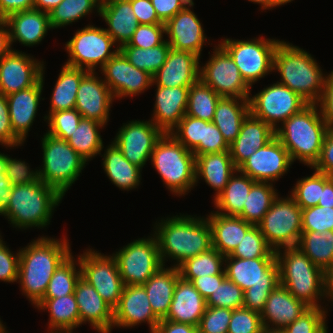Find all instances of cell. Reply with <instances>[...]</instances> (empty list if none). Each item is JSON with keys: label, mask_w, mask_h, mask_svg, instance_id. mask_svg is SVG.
I'll list each match as a JSON object with an SVG mask.
<instances>
[{"label": "cell", "mask_w": 333, "mask_h": 333, "mask_svg": "<svg viewBox=\"0 0 333 333\" xmlns=\"http://www.w3.org/2000/svg\"><path fill=\"white\" fill-rule=\"evenodd\" d=\"M68 241L65 236L63 239L41 236L19 250L17 282L32 305L44 297L55 270L72 254Z\"/></svg>", "instance_id": "1"}, {"label": "cell", "mask_w": 333, "mask_h": 333, "mask_svg": "<svg viewBox=\"0 0 333 333\" xmlns=\"http://www.w3.org/2000/svg\"><path fill=\"white\" fill-rule=\"evenodd\" d=\"M153 229L163 265L169 258L176 261L172 266L178 267L185 260L212 248L207 217L173 215L156 221Z\"/></svg>", "instance_id": "2"}, {"label": "cell", "mask_w": 333, "mask_h": 333, "mask_svg": "<svg viewBox=\"0 0 333 333\" xmlns=\"http://www.w3.org/2000/svg\"><path fill=\"white\" fill-rule=\"evenodd\" d=\"M322 71L306 50L284 40L278 43L273 72L280 73V84L296 92L308 104H317L321 98L327 76Z\"/></svg>", "instance_id": "3"}, {"label": "cell", "mask_w": 333, "mask_h": 333, "mask_svg": "<svg viewBox=\"0 0 333 333\" xmlns=\"http://www.w3.org/2000/svg\"><path fill=\"white\" fill-rule=\"evenodd\" d=\"M318 108V109H317ZM328 128L317 104H308L275 130V136L295 160L312 168L318 161Z\"/></svg>", "instance_id": "4"}, {"label": "cell", "mask_w": 333, "mask_h": 333, "mask_svg": "<svg viewBox=\"0 0 333 333\" xmlns=\"http://www.w3.org/2000/svg\"><path fill=\"white\" fill-rule=\"evenodd\" d=\"M63 197L58 190L41 180L12 186L9 203L0 215L6 217L16 229H41L50 224L52 212Z\"/></svg>", "instance_id": "5"}, {"label": "cell", "mask_w": 333, "mask_h": 333, "mask_svg": "<svg viewBox=\"0 0 333 333\" xmlns=\"http://www.w3.org/2000/svg\"><path fill=\"white\" fill-rule=\"evenodd\" d=\"M226 277L244 291L243 308L261 314L270 293L280 284L276 258L225 256Z\"/></svg>", "instance_id": "6"}, {"label": "cell", "mask_w": 333, "mask_h": 333, "mask_svg": "<svg viewBox=\"0 0 333 333\" xmlns=\"http://www.w3.org/2000/svg\"><path fill=\"white\" fill-rule=\"evenodd\" d=\"M281 249L275 251L280 284L306 306L324 308L321 306L323 303H319L326 300L324 270L316 266L297 246Z\"/></svg>", "instance_id": "7"}, {"label": "cell", "mask_w": 333, "mask_h": 333, "mask_svg": "<svg viewBox=\"0 0 333 333\" xmlns=\"http://www.w3.org/2000/svg\"><path fill=\"white\" fill-rule=\"evenodd\" d=\"M150 160L173 195L184 196L196 185L195 155L170 133L156 142Z\"/></svg>", "instance_id": "8"}, {"label": "cell", "mask_w": 333, "mask_h": 333, "mask_svg": "<svg viewBox=\"0 0 333 333\" xmlns=\"http://www.w3.org/2000/svg\"><path fill=\"white\" fill-rule=\"evenodd\" d=\"M41 144L43 164L39 168L40 180L65 196L87 162L66 140L45 133Z\"/></svg>", "instance_id": "9"}, {"label": "cell", "mask_w": 333, "mask_h": 333, "mask_svg": "<svg viewBox=\"0 0 333 333\" xmlns=\"http://www.w3.org/2000/svg\"><path fill=\"white\" fill-rule=\"evenodd\" d=\"M280 40L259 36L249 40L226 38L219 43L232 57L242 78L251 87L273 72L274 53Z\"/></svg>", "instance_id": "10"}, {"label": "cell", "mask_w": 333, "mask_h": 333, "mask_svg": "<svg viewBox=\"0 0 333 333\" xmlns=\"http://www.w3.org/2000/svg\"><path fill=\"white\" fill-rule=\"evenodd\" d=\"M278 197L258 224L268 245L277 251L297 246L302 233V209L294 199Z\"/></svg>", "instance_id": "11"}, {"label": "cell", "mask_w": 333, "mask_h": 333, "mask_svg": "<svg viewBox=\"0 0 333 333\" xmlns=\"http://www.w3.org/2000/svg\"><path fill=\"white\" fill-rule=\"evenodd\" d=\"M114 40L105 31V28L87 25L76 30L71 40L65 43L68 53L66 65L82 68L88 71H96V67L102 68L118 51Z\"/></svg>", "instance_id": "12"}, {"label": "cell", "mask_w": 333, "mask_h": 333, "mask_svg": "<svg viewBox=\"0 0 333 333\" xmlns=\"http://www.w3.org/2000/svg\"><path fill=\"white\" fill-rule=\"evenodd\" d=\"M112 255L125 286L145 284L163 266L153 234L128 243Z\"/></svg>", "instance_id": "13"}, {"label": "cell", "mask_w": 333, "mask_h": 333, "mask_svg": "<svg viewBox=\"0 0 333 333\" xmlns=\"http://www.w3.org/2000/svg\"><path fill=\"white\" fill-rule=\"evenodd\" d=\"M308 103L296 92L290 90L278 81L263 88L253 96H249L250 113L261 119L274 130L290 118L299 113Z\"/></svg>", "instance_id": "14"}, {"label": "cell", "mask_w": 333, "mask_h": 333, "mask_svg": "<svg viewBox=\"0 0 333 333\" xmlns=\"http://www.w3.org/2000/svg\"><path fill=\"white\" fill-rule=\"evenodd\" d=\"M204 66H200V80L220 97L249 99L251 87L242 78L229 53L218 44Z\"/></svg>", "instance_id": "15"}, {"label": "cell", "mask_w": 333, "mask_h": 333, "mask_svg": "<svg viewBox=\"0 0 333 333\" xmlns=\"http://www.w3.org/2000/svg\"><path fill=\"white\" fill-rule=\"evenodd\" d=\"M83 252L78 256L81 277L92 285L103 300L114 309L119 303L125 286L115 257L101 254L91 248Z\"/></svg>", "instance_id": "16"}, {"label": "cell", "mask_w": 333, "mask_h": 333, "mask_svg": "<svg viewBox=\"0 0 333 333\" xmlns=\"http://www.w3.org/2000/svg\"><path fill=\"white\" fill-rule=\"evenodd\" d=\"M163 134L150 119L132 120L123 123L112 143L130 163L143 169L151 158L156 142Z\"/></svg>", "instance_id": "17"}, {"label": "cell", "mask_w": 333, "mask_h": 333, "mask_svg": "<svg viewBox=\"0 0 333 333\" xmlns=\"http://www.w3.org/2000/svg\"><path fill=\"white\" fill-rule=\"evenodd\" d=\"M99 72L103 73V80L116 99L144 93L153 83L149 73L134 67L120 51L109 59Z\"/></svg>", "instance_id": "18"}, {"label": "cell", "mask_w": 333, "mask_h": 333, "mask_svg": "<svg viewBox=\"0 0 333 333\" xmlns=\"http://www.w3.org/2000/svg\"><path fill=\"white\" fill-rule=\"evenodd\" d=\"M287 149L275 136L265 146L257 149L237 169L256 182L275 183L292 165Z\"/></svg>", "instance_id": "19"}, {"label": "cell", "mask_w": 333, "mask_h": 333, "mask_svg": "<svg viewBox=\"0 0 333 333\" xmlns=\"http://www.w3.org/2000/svg\"><path fill=\"white\" fill-rule=\"evenodd\" d=\"M43 63L13 49L0 60V94L8 96L34 86L40 80Z\"/></svg>", "instance_id": "20"}, {"label": "cell", "mask_w": 333, "mask_h": 333, "mask_svg": "<svg viewBox=\"0 0 333 333\" xmlns=\"http://www.w3.org/2000/svg\"><path fill=\"white\" fill-rule=\"evenodd\" d=\"M96 74H98L96 71H88L82 77L77 91L75 109L82 118L108 125L109 111L115 98L104 80Z\"/></svg>", "instance_id": "21"}, {"label": "cell", "mask_w": 333, "mask_h": 333, "mask_svg": "<svg viewBox=\"0 0 333 333\" xmlns=\"http://www.w3.org/2000/svg\"><path fill=\"white\" fill-rule=\"evenodd\" d=\"M193 6L192 1L164 23L165 34L169 38L166 41L174 50L188 51L201 58V51L207 36L204 34L202 22L191 10Z\"/></svg>", "instance_id": "22"}, {"label": "cell", "mask_w": 333, "mask_h": 333, "mask_svg": "<svg viewBox=\"0 0 333 333\" xmlns=\"http://www.w3.org/2000/svg\"><path fill=\"white\" fill-rule=\"evenodd\" d=\"M160 319L153 313L143 285L124 286L118 305L114 308L113 327L131 328L147 323L154 333Z\"/></svg>", "instance_id": "23"}, {"label": "cell", "mask_w": 333, "mask_h": 333, "mask_svg": "<svg viewBox=\"0 0 333 333\" xmlns=\"http://www.w3.org/2000/svg\"><path fill=\"white\" fill-rule=\"evenodd\" d=\"M200 57L170 48L163 66L152 76V86L191 87L200 80Z\"/></svg>", "instance_id": "24"}, {"label": "cell", "mask_w": 333, "mask_h": 333, "mask_svg": "<svg viewBox=\"0 0 333 333\" xmlns=\"http://www.w3.org/2000/svg\"><path fill=\"white\" fill-rule=\"evenodd\" d=\"M74 295L78 304L80 326L88 322L99 333H111L114 309L84 278L76 282Z\"/></svg>", "instance_id": "25"}, {"label": "cell", "mask_w": 333, "mask_h": 333, "mask_svg": "<svg viewBox=\"0 0 333 333\" xmlns=\"http://www.w3.org/2000/svg\"><path fill=\"white\" fill-rule=\"evenodd\" d=\"M44 69L45 65H43L40 80L34 86L6 96L13 132L23 143L35 121L40 100H44L41 97L44 86Z\"/></svg>", "instance_id": "26"}, {"label": "cell", "mask_w": 333, "mask_h": 333, "mask_svg": "<svg viewBox=\"0 0 333 333\" xmlns=\"http://www.w3.org/2000/svg\"><path fill=\"white\" fill-rule=\"evenodd\" d=\"M156 87L151 121L163 133H170L186 115L190 87Z\"/></svg>", "instance_id": "27"}, {"label": "cell", "mask_w": 333, "mask_h": 333, "mask_svg": "<svg viewBox=\"0 0 333 333\" xmlns=\"http://www.w3.org/2000/svg\"><path fill=\"white\" fill-rule=\"evenodd\" d=\"M309 307L296 299L284 286L279 284L268 297L261 312L263 328L283 330L293 323Z\"/></svg>", "instance_id": "28"}, {"label": "cell", "mask_w": 333, "mask_h": 333, "mask_svg": "<svg viewBox=\"0 0 333 333\" xmlns=\"http://www.w3.org/2000/svg\"><path fill=\"white\" fill-rule=\"evenodd\" d=\"M206 307V300L193 283L180 276L174 288L169 312L164 320L198 327Z\"/></svg>", "instance_id": "29"}, {"label": "cell", "mask_w": 333, "mask_h": 333, "mask_svg": "<svg viewBox=\"0 0 333 333\" xmlns=\"http://www.w3.org/2000/svg\"><path fill=\"white\" fill-rule=\"evenodd\" d=\"M275 137V130L251 113L242 122L240 133L230 144V155L238 168L257 149L265 146Z\"/></svg>", "instance_id": "30"}, {"label": "cell", "mask_w": 333, "mask_h": 333, "mask_svg": "<svg viewBox=\"0 0 333 333\" xmlns=\"http://www.w3.org/2000/svg\"><path fill=\"white\" fill-rule=\"evenodd\" d=\"M5 20L9 29L11 46L16 41L27 47L38 45L45 38L48 30L52 29L49 13L35 8L12 13Z\"/></svg>", "instance_id": "31"}, {"label": "cell", "mask_w": 333, "mask_h": 333, "mask_svg": "<svg viewBox=\"0 0 333 333\" xmlns=\"http://www.w3.org/2000/svg\"><path fill=\"white\" fill-rule=\"evenodd\" d=\"M99 16L107 23L105 31L119 48L128 44L139 25L131 3L127 0L101 1Z\"/></svg>", "instance_id": "32"}, {"label": "cell", "mask_w": 333, "mask_h": 333, "mask_svg": "<svg viewBox=\"0 0 333 333\" xmlns=\"http://www.w3.org/2000/svg\"><path fill=\"white\" fill-rule=\"evenodd\" d=\"M237 170L230 151L209 153L195 157L196 186L203 179L216 192L213 201L224 191L229 178Z\"/></svg>", "instance_id": "33"}, {"label": "cell", "mask_w": 333, "mask_h": 333, "mask_svg": "<svg viewBox=\"0 0 333 333\" xmlns=\"http://www.w3.org/2000/svg\"><path fill=\"white\" fill-rule=\"evenodd\" d=\"M211 227L212 247L223 256L230 255L253 224L238 216L211 212L206 216Z\"/></svg>", "instance_id": "34"}, {"label": "cell", "mask_w": 333, "mask_h": 333, "mask_svg": "<svg viewBox=\"0 0 333 333\" xmlns=\"http://www.w3.org/2000/svg\"><path fill=\"white\" fill-rule=\"evenodd\" d=\"M163 265L145 284H143L153 313L161 320L170 309L173 292L180 273L178 267Z\"/></svg>", "instance_id": "35"}, {"label": "cell", "mask_w": 333, "mask_h": 333, "mask_svg": "<svg viewBox=\"0 0 333 333\" xmlns=\"http://www.w3.org/2000/svg\"><path fill=\"white\" fill-rule=\"evenodd\" d=\"M35 308L48 311V333H73L80 326L78 304L74 294L55 299H41Z\"/></svg>", "instance_id": "36"}, {"label": "cell", "mask_w": 333, "mask_h": 333, "mask_svg": "<svg viewBox=\"0 0 333 333\" xmlns=\"http://www.w3.org/2000/svg\"><path fill=\"white\" fill-rule=\"evenodd\" d=\"M104 151V155H99L103 157V169L109 180L122 190L137 188L141 182L142 169L130 163L112 142Z\"/></svg>", "instance_id": "37"}, {"label": "cell", "mask_w": 333, "mask_h": 333, "mask_svg": "<svg viewBox=\"0 0 333 333\" xmlns=\"http://www.w3.org/2000/svg\"><path fill=\"white\" fill-rule=\"evenodd\" d=\"M249 113V99L221 97L212 122L230 145L239 135L242 122Z\"/></svg>", "instance_id": "38"}, {"label": "cell", "mask_w": 333, "mask_h": 333, "mask_svg": "<svg viewBox=\"0 0 333 333\" xmlns=\"http://www.w3.org/2000/svg\"><path fill=\"white\" fill-rule=\"evenodd\" d=\"M255 183V180L237 169L229 178L224 191L214 200V206L218 209L215 212L226 216H238Z\"/></svg>", "instance_id": "39"}, {"label": "cell", "mask_w": 333, "mask_h": 333, "mask_svg": "<svg viewBox=\"0 0 333 333\" xmlns=\"http://www.w3.org/2000/svg\"><path fill=\"white\" fill-rule=\"evenodd\" d=\"M86 69L75 68L64 64L58 75L50 99V110L47 115L61 110L74 109L76 96Z\"/></svg>", "instance_id": "40"}, {"label": "cell", "mask_w": 333, "mask_h": 333, "mask_svg": "<svg viewBox=\"0 0 333 333\" xmlns=\"http://www.w3.org/2000/svg\"><path fill=\"white\" fill-rule=\"evenodd\" d=\"M104 126L95 120L82 118L66 141L86 162L91 161L103 151V140L99 130Z\"/></svg>", "instance_id": "41"}, {"label": "cell", "mask_w": 333, "mask_h": 333, "mask_svg": "<svg viewBox=\"0 0 333 333\" xmlns=\"http://www.w3.org/2000/svg\"><path fill=\"white\" fill-rule=\"evenodd\" d=\"M297 247L322 270L333 263V231H302Z\"/></svg>", "instance_id": "42"}, {"label": "cell", "mask_w": 333, "mask_h": 333, "mask_svg": "<svg viewBox=\"0 0 333 333\" xmlns=\"http://www.w3.org/2000/svg\"><path fill=\"white\" fill-rule=\"evenodd\" d=\"M273 183L256 182L247 195L246 204L238 215L246 222L258 225L268 212L274 200L278 197Z\"/></svg>", "instance_id": "43"}, {"label": "cell", "mask_w": 333, "mask_h": 333, "mask_svg": "<svg viewBox=\"0 0 333 333\" xmlns=\"http://www.w3.org/2000/svg\"><path fill=\"white\" fill-rule=\"evenodd\" d=\"M224 268L225 256L213 247L178 266L180 276L188 281L201 276L226 274Z\"/></svg>", "instance_id": "44"}, {"label": "cell", "mask_w": 333, "mask_h": 333, "mask_svg": "<svg viewBox=\"0 0 333 333\" xmlns=\"http://www.w3.org/2000/svg\"><path fill=\"white\" fill-rule=\"evenodd\" d=\"M80 277L81 267L78 257L75 259L71 254L55 270L42 299H55L74 294L76 282Z\"/></svg>", "instance_id": "45"}, {"label": "cell", "mask_w": 333, "mask_h": 333, "mask_svg": "<svg viewBox=\"0 0 333 333\" xmlns=\"http://www.w3.org/2000/svg\"><path fill=\"white\" fill-rule=\"evenodd\" d=\"M170 45L166 39L153 48L143 49L128 44L119 48L129 63L153 76L165 63Z\"/></svg>", "instance_id": "46"}, {"label": "cell", "mask_w": 333, "mask_h": 333, "mask_svg": "<svg viewBox=\"0 0 333 333\" xmlns=\"http://www.w3.org/2000/svg\"><path fill=\"white\" fill-rule=\"evenodd\" d=\"M101 0H62L49 12L50 25L53 29L78 22L89 13L97 11L100 15Z\"/></svg>", "instance_id": "47"}, {"label": "cell", "mask_w": 333, "mask_h": 333, "mask_svg": "<svg viewBox=\"0 0 333 333\" xmlns=\"http://www.w3.org/2000/svg\"><path fill=\"white\" fill-rule=\"evenodd\" d=\"M220 96L201 80L189 88L186 115L212 122Z\"/></svg>", "instance_id": "48"}, {"label": "cell", "mask_w": 333, "mask_h": 333, "mask_svg": "<svg viewBox=\"0 0 333 333\" xmlns=\"http://www.w3.org/2000/svg\"><path fill=\"white\" fill-rule=\"evenodd\" d=\"M240 259L276 258L275 251L268 245L258 225H253L229 255Z\"/></svg>", "instance_id": "49"}, {"label": "cell", "mask_w": 333, "mask_h": 333, "mask_svg": "<svg viewBox=\"0 0 333 333\" xmlns=\"http://www.w3.org/2000/svg\"><path fill=\"white\" fill-rule=\"evenodd\" d=\"M295 184L289 195L301 209L318 205L322 195V189L324 188V173L315 170L311 176L298 179Z\"/></svg>", "instance_id": "50"}, {"label": "cell", "mask_w": 333, "mask_h": 333, "mask_svg": "<svg viewBox=\"0 0 333 333\" xmlns=\"http://www.w3.org/2000/svg\"><path fill=\"white\" fill-rule=\"evenodd\" d=\"M325 309L309 307L293 323L283 329L284 333H328L326 324L328 309Z\"/></svg>", "instance_id": "51"}, {"label": "cell", "mask_w": 333, "mask_h": 333, "mask_svg": "<svg viewBox=\"0 0 333 333\" xmlns=\"http://www.w3.org/2000/svg\"><path fill=\"white\" fill-rule=\"evenodd\" d=\"M10 155L0 152V168L11 186H18L40 181L39 170H31L28 163L13 159Z\"/></svg>", "instance_id": "52"}, {"label": "cell", "mask_w": 333, "mask_h": 333, "mask_svg": "<svg viewBox=\"0 0 333 333\" xmlns=\"http://www.w3.org/2000/svg\"><path fill=\"white\" fill-rule=\"evenodd\" d=\"M244 291L227 277L206 300L207 306L223 307L230 310L243 308Z\"/></svg>", "instance_id": "53"}, {"label": "cell", "mask_w": 333, "mask_h": 333, "mask_svg": "<svg viewBox=\"0 0 333 333\" xmlns=\"http://www.w3.org/2000/svg\"><path fill=\"white\" fill-rule=\"evenodd\" d=\"M44 121L48 123L49 130L46 133L67 140L74 130H76L82 115L74 108L61 110L44 116Z\"/></svg>", "instance_id": "54"}, {"label": "cell", "mask_w": 333, "mask_h": 333, "mask_svg": "<svg viewBox=\"0 0 333 333\" xmlns=\"http://www.w3.org/2000/svg\"><path fill=\"white\" fill-rule=\"evenodd\" d=\"M170 134L193 152L203 141L204 120L185 115Z\"/></svg>", "instance_id": "55"}, {"label": "cell", "mask_w": 333, "mask_h": 333, "mask_svg": "<svg viewBox=\"0 0 333 333\" xmlns=\"http://www.w3.org/2000/svg\"><path fill=\"white\" fill-rule=\"evenodd\" d=\"M333 231V208L314 206L302 209V231Z\"/></svg>", "instance_id": "56"}, {"label": "cell", "mask_w": 333, "mask_h": 333, "mask_svg": "<svg viewBox=\"0 0 333 333\" xmlns=\"http://www.w3.org/2000/svg\"><path fill=\"white\" fill-rule=\"evenodd\" d=\"M232 311L223 307L207 306L198 326L199 333H227Z\"/></svg>", "instance_id": "57"}, {"label": "cell", "mask_w": 333, "mask_h": 333, "mask_svg": "<svg viewBox=\"0 0 333 333\" xmlns=\"http://www.w3.org/2000/svg\"><path fill=\"white\" fill-rule=\"evenodd\" d=\"M262 330L260 313L245 308L232 311L227 333H261Z\"/></svg>", "instance_id": "58"}, {"label": "cell", "mask_w": 333, "mask_h": 333, "mask_svg": "<svg viewBox=\"0 0 333 333\" xmlns=\"http://www.w3.org/2000/svg\"><path fill=\"white\" fill-rule=\"evenodd\" d=\"M163 34L164 24H139L128 45L143 49L153 48L165 40Z\"/></svg>", "instance_id": "59"}, {"label": "cell", "mask_w": 333, "mask_h": 333, "mask_svg": "<svg viewBox=\"0 0 333 333\" xmlns=\"http://www.w3.org/2000/svg\"><path fill=\"white\" fill-rule=\"evenodd\" d=\"M230 145L225 141L222 133L213 122L204 120L203 141L193 151L196 156L229 151Z\"/></svg>", "instance_id": "60"}, {"label": "cell", "mask_w": 333, "mask_h": 333, "mask_svg": "<svg viewBox=\"0 0 333 333\" xmlns=\"http://www.w3.org/2000/svg\"><path fill=\"white\" fill-rule=\"evenodd\" d=\"M0 233V281L14 283L18 281L19 251L11 252Z\"/></svg>", "instance_id": "61"}, {"label": "cell", "mask_w": 333, "mask_h": 333, "mask_svg": "<svg viewBox=\"0 0 333 333\" xmlns=\"http://www.w3.org/2000/svg\"><path fill=\"white\" fill-rule=\"evenodd\" d=\"M23 144L13 132L6 96L0 94V145L11 149Z\"/></svg>", "instance_id": "62"}, {"label": "cell", "mask_w": 333, "mask_h": 333, "mask_svg": "<svg viewBox=\"0 0 333 333\" xmlns=\"http://www.w3.org/2000/svg\"><path fill=\"white\" fill-rule=\"evenodd\" d=\"M320 112L328 130H333V71L327 76L319 102Z\"/></svg>", "instance_id": "63"}, {"label": "cell", "mask_w": 333, "mask_h": 333, "mask_svg": "<svg viewBox=\"0 0 333 333\" xmlns=\"http://www.w3.org/2000/svg\"><path fill=\"white\" fill-rule=\"evenodd\" d=\"M311 169L333 176V130L327 131L320 157Z\"/></svg>", "instance_id": "64"}, {"label": "cell", "mask_w": 333, "mask_h": 333, "mask_svg": "<svg viewBox=\"0 0 333 333\" xmlns=\"http://www.w3.org/2000/svg\"><path fill=\"white\" fill-rule=\"evenodd\" d=\"M193 0H151L158 18L165 23Z\"/></svg>", "instance_id": "65"}, {"label": "cell", "mask_w": 333, "mask_h": 333, "mask_svg": "<svg viewBox=\"0 0 333 333\" xmlns=\"http://www.w3.org/2000/svg\"><path fill=\"white\" fill-rule=\"evenodd\" d=\"M139 24H164L157 16L151 0H129Z\"/></svg>", "instance_id": "66"}, {"label": "cell", "mask_w": 333, "mask_h": 333, "mask_svg": "<svg viewBox=\"0 0 333 333\" xmlns=\"http://www.w3.org/2000/svg\"><path fill=\"white\" fill-rule=\"evenodd\" d=\"M226 278V274L208 275L194 278L191 282L205 300L215 291Z\"/></svg>", "instance_id": "67"}, {"label": "cell", "mask_w": 333, "mask_h": 333, "mask_svg": "<svg viewBox=\"0 0 333 333\" xmlns=\"http://www.w3.org/2000/svg\"><path fill=\"white\" fill-rule=\"evenodd\" d=\"M34 8V0H0V18Z\"/></svg>", "instance_id": "68"}, {"label": "cell", "mask_w": 333, "mask_h": 333, "mask_svg": "<svg viewBox=\"0 0 333 333\" xmlns=\"http://www.w3.org/2000/svg\"><path fill=\"white\" fill-rule=\"evenodd\" d=\"M154 333H199L198 327L161 319Z\"/></svg>", "instance_id": "69"}, {"label": "cell", "mask_w": 333, "mask_h": 333, "mask_svg": "<svg viewBox=\"0 0 333 333\" xmlns=\"http://www.w3.org/2000/svg\"><path fill=\"white\" fill-rule=\"evenodd\" d=\"M318 206L333 208V176L324 174V188Z\"/></svg>", "instance_id": "70"}, {"label": "cell", "mask_w": 333, "mask_h": 333, "mask_svg": "<svg viewBox=\"0 0 333 333\" xmlns=\"http://www.w3.org/2000/svg\"><path fill=\"white\" fill-rule=\"evenodd\" d=\"M12 50L7 22L5 18H0V60Z\"/></svg>", "instance_id": "71"}, {"label": "cell", "mask_w": 333, "mask_h": 333, "mask_svg": "<svg viewBox=\"0 0 333 333\" xmlns=\"http://www.w3.org/2000/svg\"><path fill=\"white\" fill-rule=\"evenodd\" d=\"M11 187L9 180L4 176V172L0 168V214L9 203Z\"/></svg>", "instance_id": "72"}, {"label": "cell", "mask_w": 333, "mask_h": 333, "mask_svg": "<svg viewBox=\"0 0 333 333\" xmlns=\"http://www.w3.org/2000/svg\"><path fill=\"white\" fill-rule=\"evenodd\" d=\"M324 292L326 299L333 302V263L324 270Z\"/></svg>", "instance_id": "73"}, {"label": "cell", "mask_w": 333, "mask_h": 333, "mask_svg": "<svg viewBox=\"0 0 333 333\" xmlns=\"http://www.w3.org/2000/svg\"><path fill=\"white\" fill-rule=\"evenodd\" d=\"M61 1L62 0H34V8L49 13L58 6Z\"/></svg>", "instance_id": "74"}, {"label": "cell", "mask_w": 333, "mask_h": 333, "mask_svg": "<svg viewBox=\"0 0 333 333\" xmlns=\"http://www.w3.org/2000/svg\"><path fill=\"white\" fill-rule=\"evenodd\" d=\"M249 2H253L256 4H260V8L261 10L265 9V10H269V9H273L274 7V0H248Z\"/></svg>", "instance_id": "75"}, {"label": "cell", "mask_w": 333, "mask_h": 333, "mask_svg": "<svg viewBox=\"0 0 333 333\" xmlns=\"http://www.w3.org/2000/svg\"><path fill=\"white\" fill-rule=\"evenodd\" d=\"M291 1H293V0H274V8L287 4V3H290Z\"/></svg>", "instance_id": "76"}, {"label": "cell", "mask_w": 333, "mask_h": 333, "mask_svg": "<svg viewBox=\"0 0 333 333\" xmlns=\"http://www.w3.org/2000/svg\"><path fill=\"white\" fill-rule=\"evenodd\" d=\"M261 333H284V331L283 330H272V329L263 328Z\"/></svg>", "instance_id": "77"}, {"label": "cell", "mask_w": 333, "mask_h": 333, "mask_svg": "<svg viewBox=\"0 0 333 333\" xmlns=\"http://www.w3.org/2000/svg\"><path fill=\"white\" fill-rule=\"evenodd\" d=\"M0 333H9L5 325L2 328H0Z\"/></svg>", "instance_id": "78"}, {"label": "cell", "mask_w": 333, "mask_h": 333, "mask_svg": "<svg viewBox=\"0 0 333 333\" xmlns=\"http://www.w3.org/2000/svg\"><path fill=\"white\" fill-rule=\"evenodd\" d=\"M4 326L3 322L0 319V328H2Z\"/></svg>", "instance_id": "79"}, {"label": "cell", "mask_w": 333, "mask_h": 333, "mask_svg": "<svg viewBox=\"0 0 333 333\" xmlns=\"http://www.w3.org/2000/svg\"><path fill=\"white\" fill-rule=\"evenodd\" d=\"M101 1H117V0H101ZM127 1H129V0H127Z\"/></svg>", "instance_id": "80"}]
</instances>
